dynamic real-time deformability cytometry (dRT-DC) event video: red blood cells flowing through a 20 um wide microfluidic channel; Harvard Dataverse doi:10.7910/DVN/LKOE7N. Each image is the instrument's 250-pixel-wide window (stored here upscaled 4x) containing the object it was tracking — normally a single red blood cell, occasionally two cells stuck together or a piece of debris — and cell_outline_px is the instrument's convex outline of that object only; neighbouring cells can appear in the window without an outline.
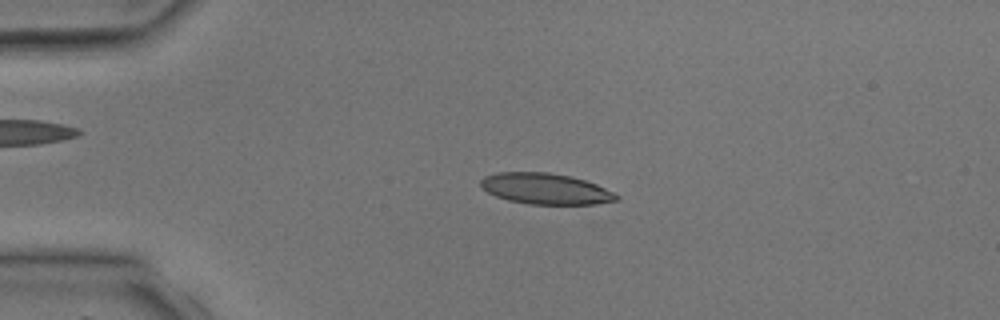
{"species": "common noctule bat (a hibernating species)", "species_latin": "Nyctalus noctula", "temperature_condition": "room temperature", "stored_images_in_passage": 3, "camera_frame_rate_fps": 3000, "um_per_image_px": 0.085, "animal": {"sex": "male", "body_mass_g": 17.9, "forearm_length_mm": 54.2}, "frame": {"image": 1, "passage_image": 2, "time_ms": 1.0, "image_size_px": [1000, 320], "cell_outline_px": [[620, 196], [616, 200], [596, 204], [528, 204], [508, 200], [496, 196], [488, 192], [480, 184], [480, 180], [484, 176], [496, 172], [548, 172], [568, 176], [584, 180], [596, 184]], "centroid_in_image_um": [46.34, 16.04], "position_along_channel_um": 38.7, "area_um2": 24.28}}
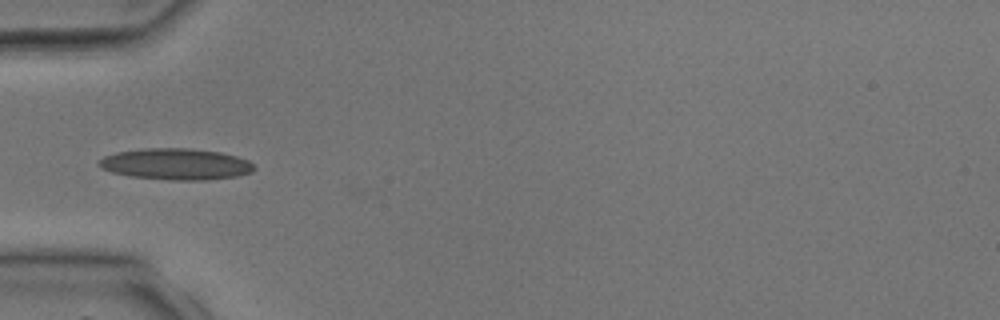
{"frame": {"image": 2, "passage_image": 3, "time_ms": 2.333, "image_size_px": [1000, 320], "cell_outline_px": [[256, 168], [252, 172], [236, 176], [204, 180], [172, 180], [128, 176], [112, 172], [100, 168], [96, 164], [104, 156], [116, 152], [144, 148], [188, 148], [220, 152], [236, 156], [248, 160]], "centroid_in_image_um": [14.92, 13.94], "position_along_channel_um": 70.1, "area_um2": 28.38}}